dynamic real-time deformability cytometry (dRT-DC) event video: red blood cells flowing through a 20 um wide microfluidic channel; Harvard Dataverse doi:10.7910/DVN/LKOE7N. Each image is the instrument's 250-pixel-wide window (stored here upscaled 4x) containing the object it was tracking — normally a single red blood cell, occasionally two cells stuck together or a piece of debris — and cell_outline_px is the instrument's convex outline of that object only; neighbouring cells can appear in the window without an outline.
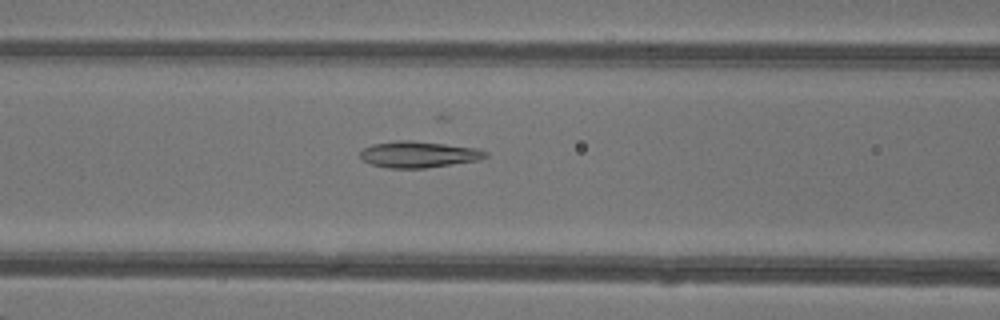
{"species": "common noctule bat (a hibernating species)", "species_latin": "Nyctalus noctula", "temperature_condition": "warm", "stored_images_in_passage": 30, "camera_frame_rate_fps": 3000, "um_per_image_px": 0.085, "animal": {"sex": "female"}, "frame": {"image": 1, "passage_image": 6, "time_ms": 1.667, "image_size_px": [1000, 320], "cell_outline_px": [[488, 156], [480, 160], [424, 168], [388, 168], [372, 164], [364, 160], [360, 156], [360, 152], [364, 148], [372, 144], [396, 140], [412, 140], [476, 148], [488, 152]], "centroid_in_image_um": [35.59, 13.12], "position_along_channel_um": 131.0, "area_um2": 19.13}}
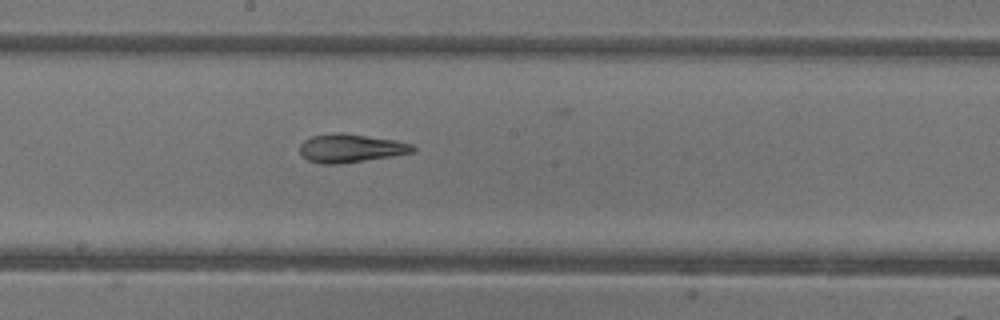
{"frame": {"image": 2, "passage_image": 12, "time_ms": 3.667, "image_size_px": [1000, 320], "cell_outline_px": [[416, 152], [392, 156], [336, 164], [320, 164], [308, 160], [300, 152], [300, 144], [304, 140], [312, 136], [336, 132], [344, 132], [396, 140], [412, 144], [416, 148]], "centroid_in_image_um": [29.83, 12.58], "position_along_channel_um": 218.4, "area_um2": 18.79}}
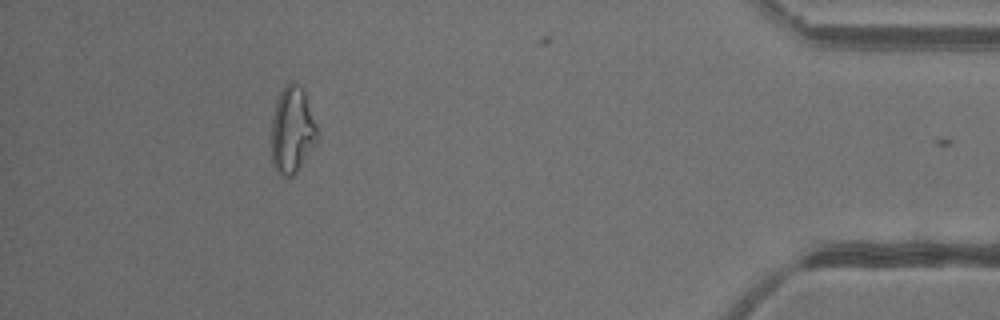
{"frame": {"image": 3, "passage_image": 29, "time_ms": 9.333, "image_size_px": [1000, 320], "cell_outline_px": [[316, 140], [296, 172], [292, 176], [284, 180], [276, 172], [272, 164], [272, 116], [276, 100], [284, 84], [292, 80], [300, 84], [304, 88], [316, 124]], "centroid_in_image_um": [24.8, 11.02], "position_along_channel_um": 410.4, "area_um2": 23.29}, "authors_computed_cell_mechanics": {"area_um2": 18.7561, "velocity_mm_per_s": 4.376, "shape_relaxation_time_tau1_ms": null, "shape_relaxation_time_tau2_ms": 1.836, "deformation_change_tau1": null, "deformation_change_tau2": 0.0919}}